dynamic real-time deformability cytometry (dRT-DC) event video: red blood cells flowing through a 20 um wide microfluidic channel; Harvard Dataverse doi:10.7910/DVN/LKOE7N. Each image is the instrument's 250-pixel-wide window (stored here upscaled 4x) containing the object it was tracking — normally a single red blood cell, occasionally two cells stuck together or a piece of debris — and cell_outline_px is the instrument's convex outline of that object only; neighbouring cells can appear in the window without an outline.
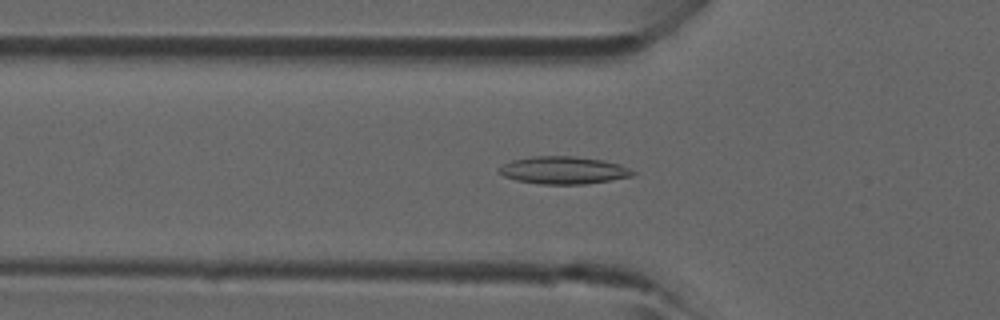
{"species": "common noctule bat (a hibernating species)", "species_latin": "Nyctalus noctula", "temperature_condition": "room temperature", "stored_images_in_passage": 34, "camera_frame_rate_fps": 3000, "um_per_image_px": 0.085, "animal": {"sex": "male", "forearm_length_mm": 52.5}, "frame": {"image": 1, "passage_image": 10, "time_ms": 3.0, "image_size_px": [1000, 320], "cell_outline_px": [[636, 172], [632, 176], [584, 184], [540, 184], [516, 180], [504, 176], [496, 168], [512, 160], [532, 156], [576, 156], [604, 160], [620, 164]], "centroid_in_image_um": [47.88, 14.46], "position_along_channel_um": 77.9, "area_um2": 21.39}}
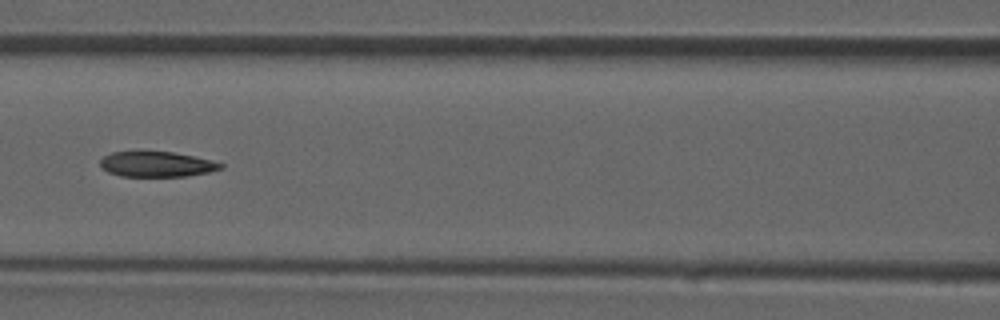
{"frame": {"image": 2, "passage_image": 15, "time_ms": 4.667, "image_size_px": [1000, 320], "cell_outline_px": [[224, 168], [208, 172], [188, 176], [120, 176], [108, 172], [100, 164], [100, 160], [104, 156], [112, 152], [172, 152], [212, 160], [224, 164]], "centroid_in_image_um": [13.34, 13.96], "position_along_channel_um": 153.3, "area_um2": 17.57}}